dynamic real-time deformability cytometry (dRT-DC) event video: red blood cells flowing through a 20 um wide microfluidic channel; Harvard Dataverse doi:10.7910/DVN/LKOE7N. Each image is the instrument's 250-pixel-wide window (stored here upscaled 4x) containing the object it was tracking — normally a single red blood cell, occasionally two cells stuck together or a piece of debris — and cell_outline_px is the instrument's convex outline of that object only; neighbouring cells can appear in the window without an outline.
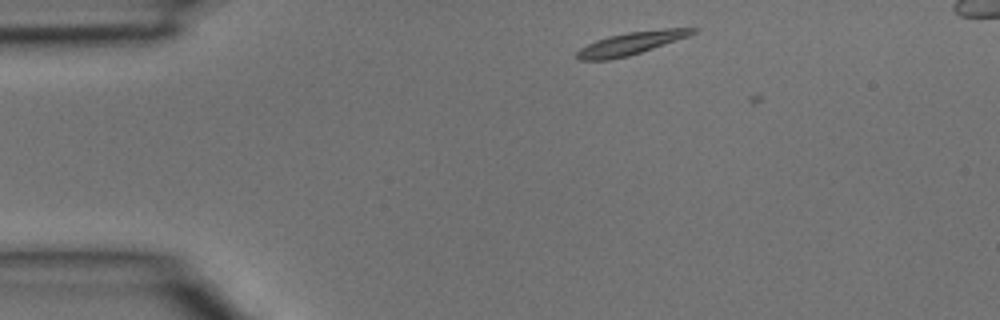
{"species": "common noctule bat (a hibernating species)", "species_latin": "Nyctalus noctula", "temperature_condition": "room temperature", "stored_images_in_passage": 2, "camera_frame_rate_fps": 3000, "um_per_image_px": 0.085, "animal": {"sex": "male", "body_mass_g": 15.6}, "frame": {"image": 1, "passage_image": 1, "time_ms": 0.0, "image_size_px": [1000, 320], "cell_outline_px": [[700, 28], [696, 32], [688, 36], [628, 56], [608, 60], [580, 60], [576, 56], [576, 52], [580, 48], [596, 40], [608, 36], [628, 32], [664, 28]], "centroid_in_image_um": [53.62, 3.67], "position_along_channel_um": 31.4, "area_um2": 15.14}}